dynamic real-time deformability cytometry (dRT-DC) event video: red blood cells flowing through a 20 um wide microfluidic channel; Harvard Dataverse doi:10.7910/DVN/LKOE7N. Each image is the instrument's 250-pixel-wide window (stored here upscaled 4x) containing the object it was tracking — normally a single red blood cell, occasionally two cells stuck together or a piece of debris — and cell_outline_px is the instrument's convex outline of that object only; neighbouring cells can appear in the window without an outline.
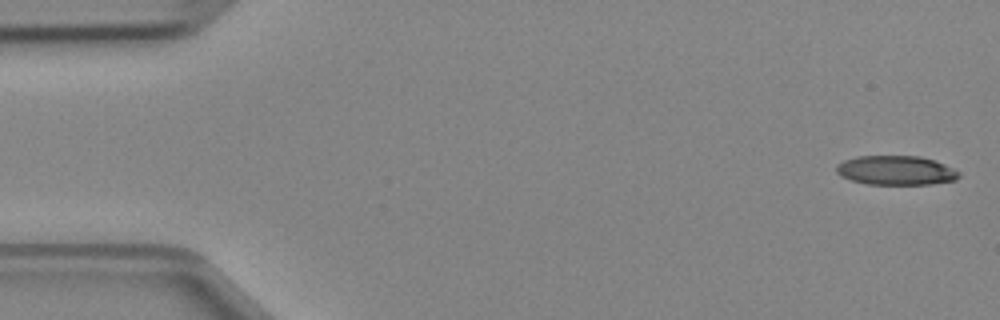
{"species": "Egyptian fruit bat (a non-hibernating species)", "species_latin": "Rousettus aegyptiacus", "temperature_condition": "cold", "stored_images_in_passage": 46, "camera_frame_rate_fps": 3000, "um_per_image_px": 0.085, "animal": {"sex": "female"}, "frame": {"image": 1, "passage_image": 1, "time_ms": 0.0, "image_size_px": [1000, 320], "cell_outline_px": [[960, 176], [956, 180], [932, 184], [868, 184], [852, 180], [840, 176], [836, 172], [836, 164], [844, 160], [856, 156], [920, 156], [936, 160], [960, 172]], "centroid_in_image_um": [76.16, 14.47], "position_along_channel_um": 8.8, "area_um2": 21.04}}
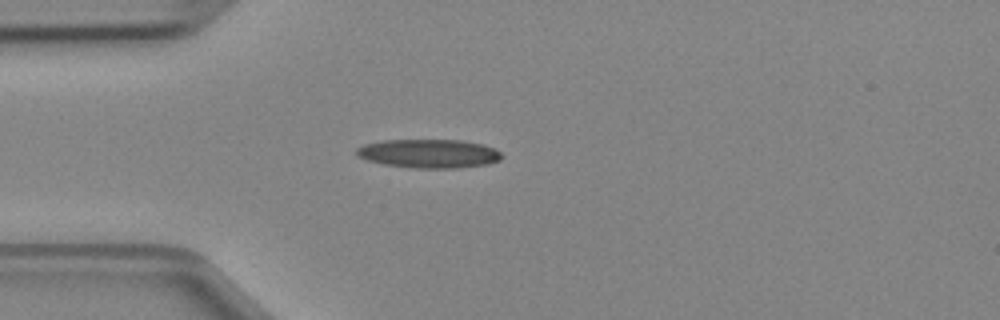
{"frame": {"image": 2, "passage_image": 12, "time_ms": 3.667, "image_size_px": [1000, 320], "cell_outline_px": [[504, 156], [500, 160], [488, 164], [456, 168], [416, 168], [384, 164], [368, 160], [356, 156], [356, 148], [364, 144], [384, 140], [460, 140], [484, 144], [500, 152]], "centroid_in_image_um": [36.46, 13.05], "position_along_channel_um": 48.5, "area_um2": 24.33}}
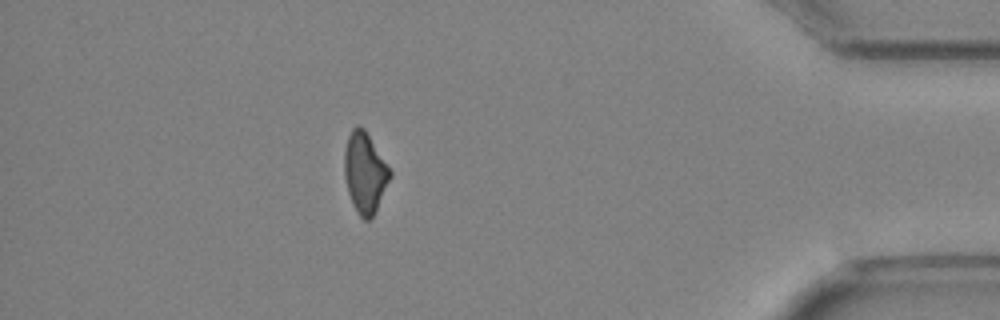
{"frame": {"image": 3, "passage_image": 41, "time_ms": 13.333, "image_size_px": [1000, 320], "cell_outline_px": [[392, 176], [376, 212], [368, 220], [364, 220], [356, 212], [352, 204], [348, 192], [344, 176], [344, 152], [348, 136], [352, 128], [356, 124], [360, 124], [364, 128], [392, 172]], "centroid_in_image_um": [31.01, 14.68], "position_along_channel_um": 404.2, "area_um2": 21.62}}